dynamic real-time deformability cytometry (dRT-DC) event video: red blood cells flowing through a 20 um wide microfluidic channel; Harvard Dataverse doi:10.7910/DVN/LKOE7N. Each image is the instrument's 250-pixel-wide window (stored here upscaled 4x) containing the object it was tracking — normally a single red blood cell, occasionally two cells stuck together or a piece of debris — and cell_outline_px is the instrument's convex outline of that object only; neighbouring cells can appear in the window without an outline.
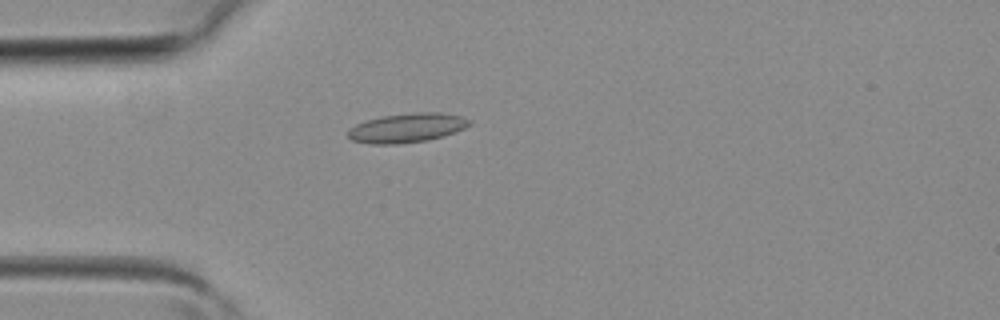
{"species": "common noctule bat (a hibernating species)", "species_latin": "Nyctalus noctula", "temperature_condition": "room temperature", "stored_images_in_passage": 3, "camera_frame_rate_fps": 3000, "um_per_image_px": 0.085, "animal": {"sex": "female", "body_mass_g": 19.3, "forearm_length_mm": 54.1}, "frame": {"image": 1, "passage_image": 3, "time_ms": 0.667, "image_size_px": [1000, 320], "cell_outline_px": [[472, 124], [464, 128], [444, 136], [428, 140], [396, 144], [368, 144], [352, 140], [348, 136], [348, 132], [356, 124], [368, 120], [384, 116], [416, 112], [440, 112], [460, 116], [472, 120]], "centroid_in_image_um": [34.63, 10.87], "position_along_channel_um": 50.4, "area_um2": 20.58}}